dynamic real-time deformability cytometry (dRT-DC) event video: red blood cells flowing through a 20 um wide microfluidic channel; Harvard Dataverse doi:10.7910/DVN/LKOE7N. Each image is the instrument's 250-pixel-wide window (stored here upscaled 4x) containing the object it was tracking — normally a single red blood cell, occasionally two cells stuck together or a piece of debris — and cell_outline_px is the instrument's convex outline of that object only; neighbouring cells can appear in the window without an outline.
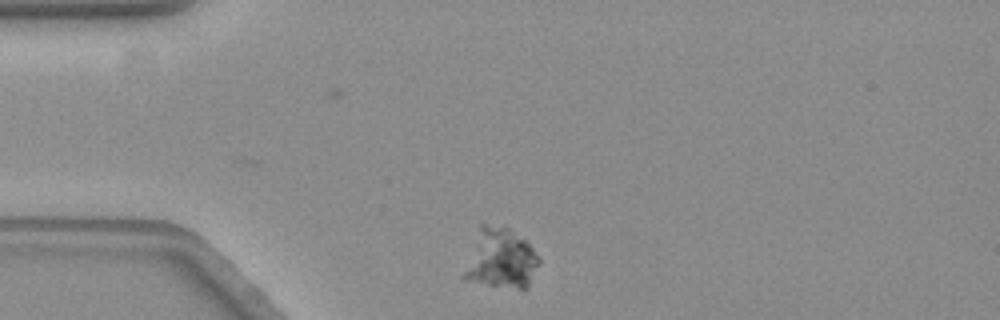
{"species": "common noctule bat (a hibernating species)", "species_latin": "Nyctalus noctula", "temperature_condition": "warm", "stored_images_in_passage": 39, "camera_frame_rate_fps": 3000, "um_per_image_px": 0.085, "animal": {"sex": "female", "body_mass_g": 19.3, "forearm_length_mm": 54.1}, "frame": {"image": 1, "passage_image": 1, "time_ms": 0.0, "image_size_px": [1000, 320], "cell_outline_px": [[540, 264], [528, 288], [524, 292], [520, 292], [464, 280], [460, 276], [480, 224], [484, 224], [508, 228], [524, 240], [532, 248], [540, 260]], "centroid_in_image_um": [42.55, 22.08], "position_along_channel_um": 42.4, "area_um2": 26.88}}
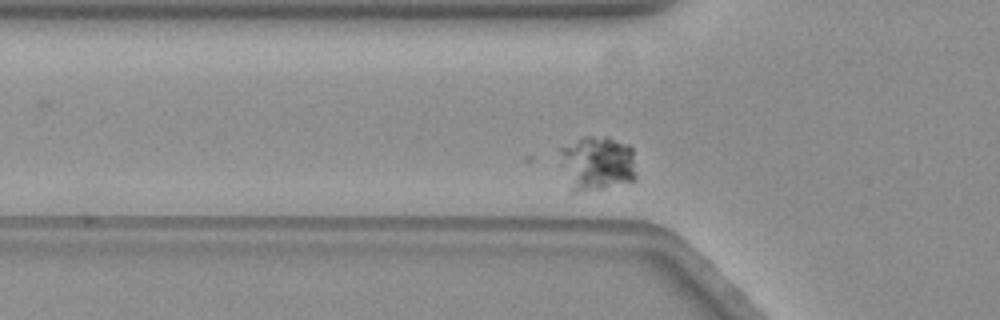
{"frame": {"image": 2, "passage_image": 7, "time_ms": 2.0, "image_size_px": [1000, 320], "cell_outline_px": [[636, 180], [604, 188], [576, 192], [568, 192], [560, 164], [560, 148], [580, 136], [608, 136], [628, 144], [632, 148], [636, 172]], "centroid_in_image_um": [50.71, 13.88], "position_along_channel_um": 75.1, "area_um2": 25.26}}